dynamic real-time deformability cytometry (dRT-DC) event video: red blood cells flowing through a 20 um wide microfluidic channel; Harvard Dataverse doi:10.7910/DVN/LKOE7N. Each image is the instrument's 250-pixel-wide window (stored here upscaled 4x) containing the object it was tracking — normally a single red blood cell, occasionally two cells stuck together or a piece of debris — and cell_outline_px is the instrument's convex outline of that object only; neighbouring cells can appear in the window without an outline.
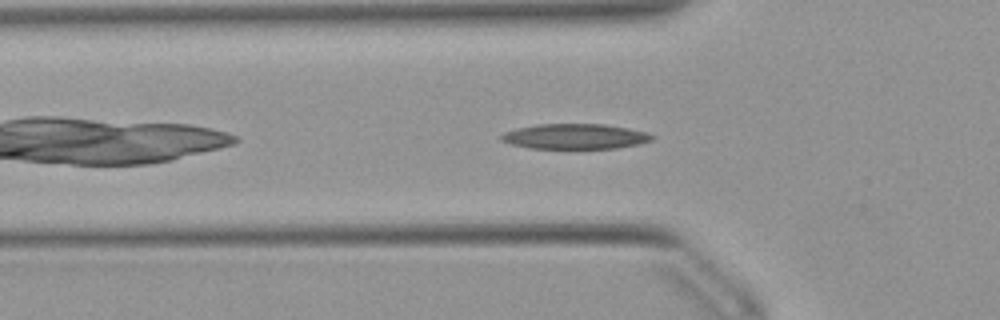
{"species": "Egyptian fruit bat (a non-hibernating species)", "species_latin": "Rousettus aegyptiacus", "temperature_condition": "warm", "stored_images_in_passage": 34, "camera_frame_rate_fps": 3000, "um_per_image_px": 0.085, "animal": {"sex": "female"}, "frame": {"image": 1, "passage_image": 4, "time_ms": 1.0, "image_size_px": [1000, 320], "cell_outline_px": [[656, 136], [652, 140], [640, 144], [616, 148], [528, 148], [512, 144], [500, 140], [500, 136], [504, 132], [516, 128], [536, 124], [604, 124], [628, 128], [648, 132]], "centroid_in_image_um": [48.9, 11.59], "position_along_channel_um": 76.9, "area_um2": 22.25}}
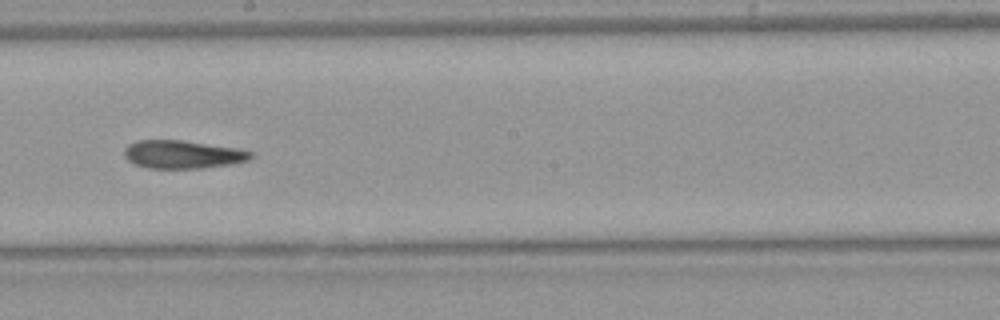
{"frame": {"image": 2, "passage_image": 16, "time_ms": 5.0, "image_size_px": [1000, 320], "cell_outline_px": [[252, 156], [248, 160], [232, 164], [200, 168], [148, 168], [136, 164], [128, 160], [124, 156], [124, 148], [128, 144], [136, 140], [184, 140], [240, 148], [252, 152]], "centroid_in_image_um": [15.53, 13.11], "position_along_channel_um": 232.7, "area_um2": 20.87}}
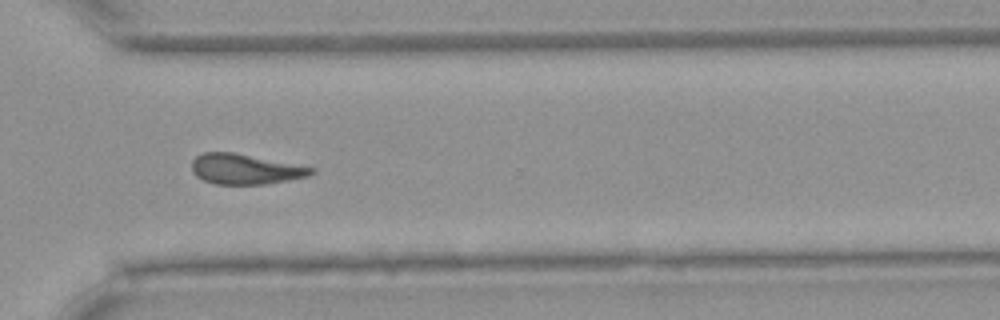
{"frame": {"image": 3, "passage_image": 25, "time_ms": 8.0, "image_size_px": [1000, 320], "cell_outline_px": [[316, 172], [308, 176], [288, 180], [264, 184], [216, 184], [204, 180], [196, 176], [192, 172], [192, 160], [196, 156], [204, 152], [232, 152], [316, 168]], "centroid_in_image_um": [20.84, 14.37], "position_along_channel_um": 349.8, "area_um2": 20.92}, "authors_computed_cell_mechanics": {"area_um2": 21.7617, "velocity_mm_per_s": 3.8914, "shape_relaxation_time_tau1_ms": 11.0463, "shape_relaxation_time_tau2_ms": 6.5512, "deformation_change_tau1": 0.2166, "deformation_change_tau2": 0.1847}}